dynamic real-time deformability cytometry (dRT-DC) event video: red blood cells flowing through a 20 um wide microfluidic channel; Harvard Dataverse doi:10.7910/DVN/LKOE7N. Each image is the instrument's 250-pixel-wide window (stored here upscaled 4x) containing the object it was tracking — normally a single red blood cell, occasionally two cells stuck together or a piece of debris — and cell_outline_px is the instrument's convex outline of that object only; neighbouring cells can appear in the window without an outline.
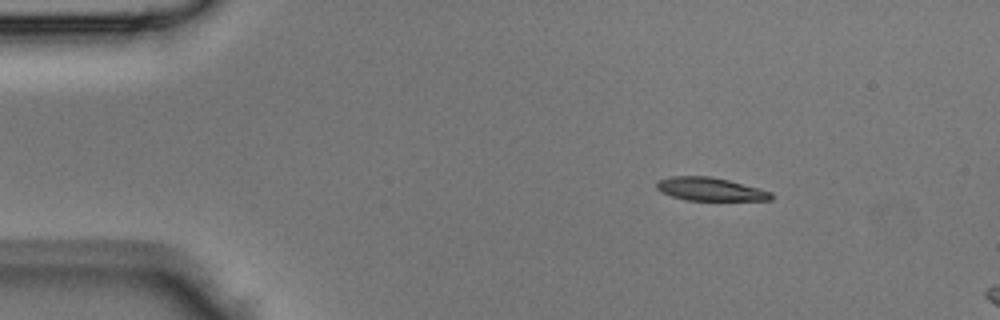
{"species": "Egyptian fruit bat (a non-hibernating species)", "species_latin": "Rousettus aegyptiacus", "temperature_condition": "room temperature", "stored_images_in_passage": 12, "camera_frame_rate_fps": 3000, "um_per_image_px": 0.085, "animal": {"sex": "male"}, "frame": {"image": 1, "passage_image": 6, "time_ms": 1.667, "image_size_px": [1000, 320], "cell_outline_px": [[772, 200], [684, 200], [660, 192], [656, 188], [656, 180], [672, 176], [712, 176], [728, 180], [772, 192]], "centroid_in_image_um": [60.31, 16.07], "position_along_channel_um": 24.7, "area_um2": 15.49}}